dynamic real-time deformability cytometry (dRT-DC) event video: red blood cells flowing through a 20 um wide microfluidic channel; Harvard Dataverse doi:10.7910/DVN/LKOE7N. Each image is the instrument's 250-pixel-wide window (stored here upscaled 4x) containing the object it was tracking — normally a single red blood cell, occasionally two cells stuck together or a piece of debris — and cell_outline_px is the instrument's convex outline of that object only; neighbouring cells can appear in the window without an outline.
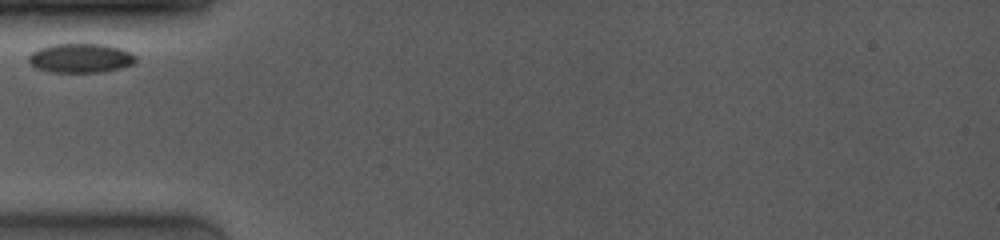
{"species": "common noctule bat (a hibernating species)", "species_latin": "Nyctalus noctula", "temperature_condition": "room temperature", "stored_images_in_passage": 5, "camera_frame_rate_fps": 4000, "um_per_image_px": 0.085, "animal": {"sex": "female", "body_mass_g": 19.0, "forearm_length_mm": 53.3}, "frame": {"image": 1, "passage_image": 1, "time_ms": 0.0, "image_size_px": [1000, 240], "cell_outline_px": [[136, 60], [132, 64], [120, 68], [100, 72], [48, 72], [36, 68], [28, 60], [28, 56], [36, 48], [48, 44], [104, 44], [120, 48], [136, 56]], "centroid_in_image_um": [6.8, 4.93], "position_along_channel_um": 78.2, "area_um2": 18.32}}
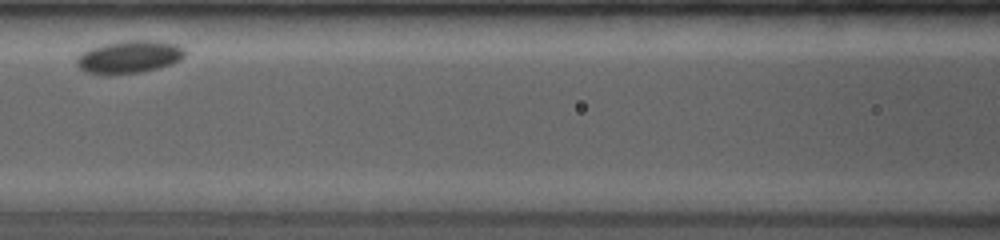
{"frame": {"image": 2, "passage_image": 4, "time_ms": 0.75, "image_size_px": [1000, 240], "cell_outline_px": [[184, 56], [180, 60], [172, 64], [140, 72], [104, 76], [84, 72], [76, 64], [76, 56], [92, 48], [104, 44], [124, 40], [160, 40], [176, 44], [184, 48]], "centroid_in_image_um": [10.96, 4.85], "position_along_channel_um": 155.6, "area_um2": 20.87}}